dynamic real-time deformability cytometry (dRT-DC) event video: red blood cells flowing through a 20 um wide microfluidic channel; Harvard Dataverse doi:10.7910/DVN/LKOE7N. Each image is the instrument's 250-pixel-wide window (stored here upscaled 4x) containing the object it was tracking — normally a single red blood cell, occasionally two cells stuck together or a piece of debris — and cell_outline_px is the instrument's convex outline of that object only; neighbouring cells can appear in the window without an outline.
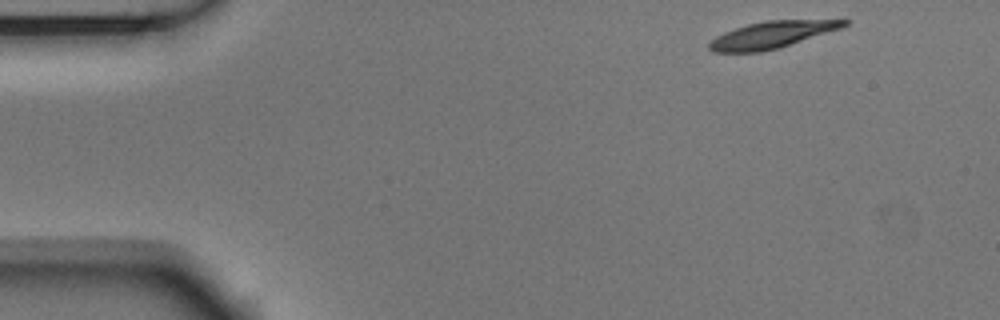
{"species": "Egyptian fruit bat (a non-hibernating species)", "species_latin": "Rousettus aegyptiacus", "temperature_condition": "room temperature", "stored_images_in_passage": 49, "camera_frame_rate_fps": 3000, "um_per_image_px": 0.085, "animal": {"sex": "male"}, "frame": {"image": 1, "passage_image": 1, "time_ms": 0.0, "image_size_px": [1000, 320], "cell_outline_px": [[852, 20], [848, 24], [840, 28], [780, 48], [760, 52], [712, 52], [708, 48], [708, 44], [716, 36], [724, 32], [748, 24], [764, 20], [844, 16]], "centroid_in_image_um": [65.81, 2.88], "position_along_channel_um": 19.2, "area_um2": 22.2}}
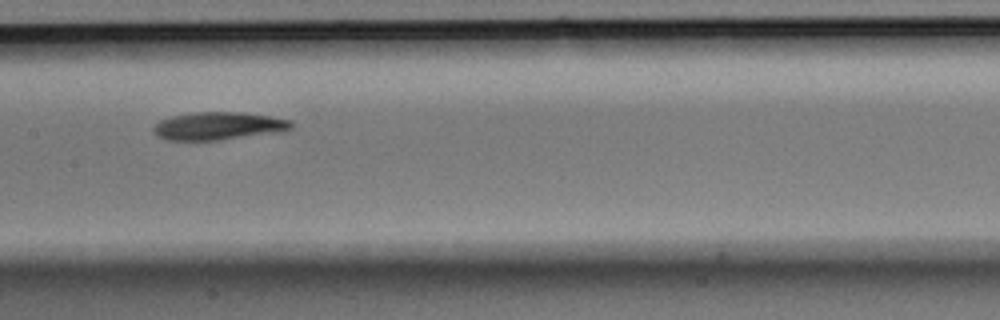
{"frame": {"image": 2, "passage_image": 22, "time_ms": 7.0, "image_size_px": [1000, 320], "cell_outline_px": [[292, 128], [288, 132], [220, 140], [168, 140], [156, 136], [152, 128], [160, 120], [172, 116], [196, 112], [244, 112], [292, 120]], "centroid_in_image_um": [18.63, 10.72], "position_along_channel_um": 188.8, "area_um2": 22.72}}
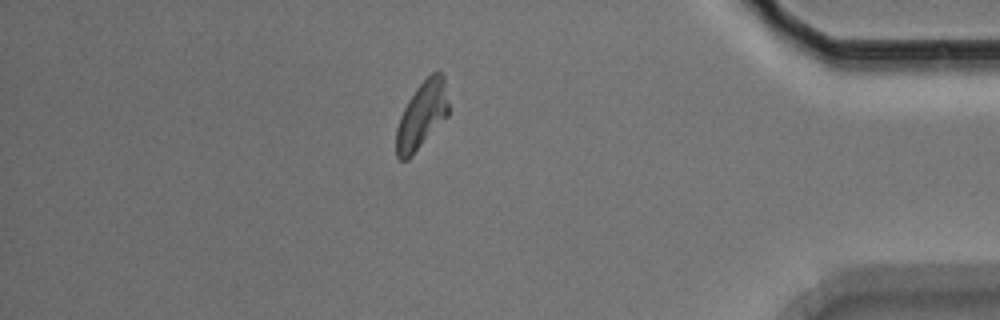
{"frame": {"image": 3, "passage_image": 42, "time_ms": 13.667, "image_size_px": [1000, 320], "cell_outline_px": [[448, 116], [412, 156], [408, 160], [400, 160], [396, 156], [396, 128], [400, 116], [408, 100], [416, 88], [432, 72], [444, 72], [448, 104]], "centroid_in_image_um": [35.85, 9.8], "position_along_channel_um": 399.3, "area_um2": 20.52}, "authors_computed_cell_mechanics": {"area_um2": 21.9062, "velocity_mm_per_s": 3.7075, "shape_relaxation_time_tau1_ms": 3.7863, "shape_relaxation_time_tau2_ms": null, "deformation_change_tau1": 0.1571, "deformation_change_tau2": null}}